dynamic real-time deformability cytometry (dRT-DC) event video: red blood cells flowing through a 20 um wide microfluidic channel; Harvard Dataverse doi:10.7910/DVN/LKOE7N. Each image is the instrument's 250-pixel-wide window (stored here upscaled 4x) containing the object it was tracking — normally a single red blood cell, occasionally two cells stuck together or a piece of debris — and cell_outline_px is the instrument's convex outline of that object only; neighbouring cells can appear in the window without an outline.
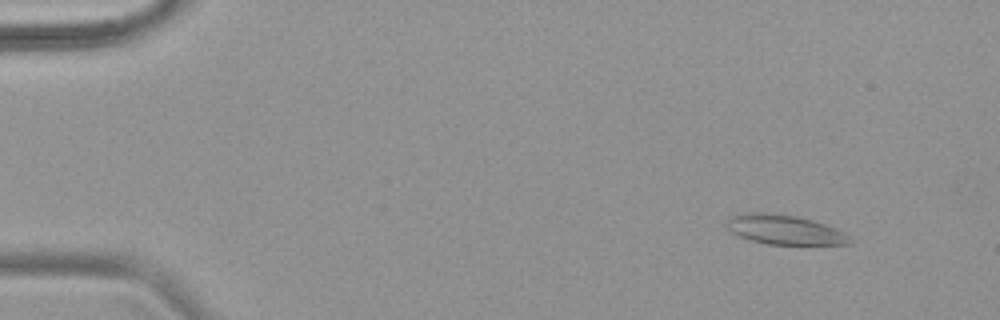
{"species": "common noctule bat (a hibernating species)", "species_latin": "Nyctalus noctula", "temperature_condition": "warm", "stored_images_in_passage": 54, "camera_frame_rate_fps": 3000, "um_per_image_px": 0.085, "animal": {"sex": "female", "body_mass_g": 18.4}, "frame": {"image": 1, "passage_image": 6, "time_ms": 1.667, "image_size_px": [1000, 320], "cell_outline_px": [[852, 240], [848, 244], [768, 244], [752, 240], [740, 236], [732, 232], [724, 224], [728, 216], [744, 212], [764, 212], [792, 216], [812, 220], [836, 228], [844, 232]], "centroid_in_image_um": [66.63, 19.51], "position_along_channel_um": 18.4, "area_um2": 21.04}}
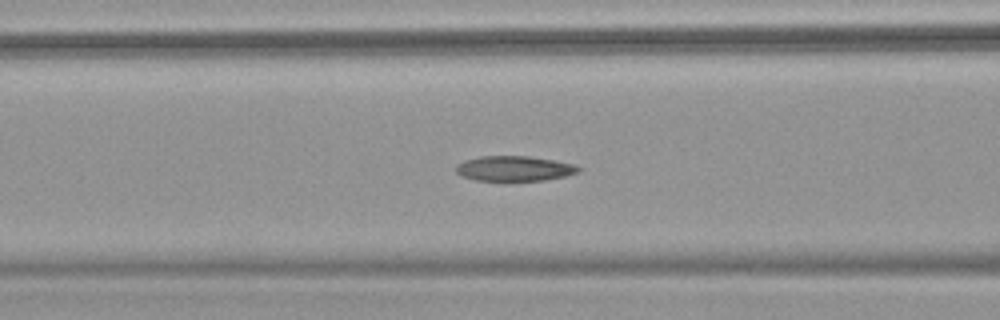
{"frame": {"image": 2, "passage_image": 23, "time_ms": 7.333, "image_size_px": [1000, 320], "cell_outline_px": [[580, 172], [564, 176], [544, 180], [476, 180], [464, 176], [456, 172], [456, 164], [464, 160], [480, 156], [528, 156], [552, 160], [572, 164], [580, 168]], "centroid_in_image_um": [43.69, 14.31], "position_along_channel_um": 122.9, "area_um2": 17.63}}
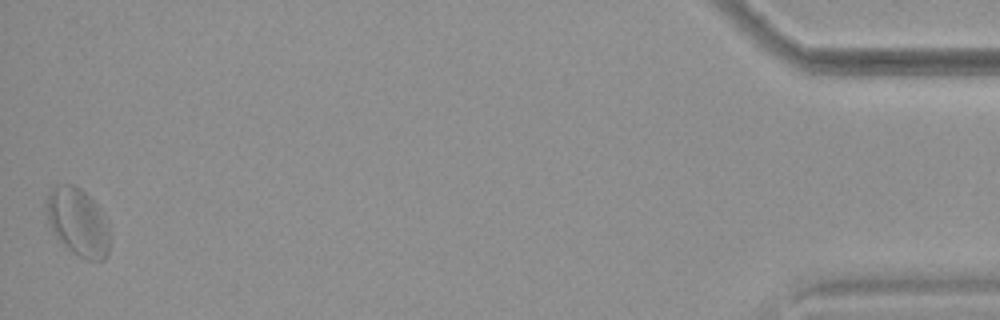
{"frame": {"image": 3, "passage_image": 54, "time_ms": 17.667, "image_size_px": [1000, 320], "cell_outline_px": [[108, 252], [104, 260], [88, 260], [72, 252], [56, 236], [48, 220], [48, 192], [56, 184], [72, 184], [80, 188], [96, 204], [108, 232]], "centroid_in_image_um": [6.6, 18.87], "position_along_channel_um": 428.6, "area_um2": 23.99}, "authors_computed_cell_mechanics": {"area_um2": 19.5653, "velocity_mm_per_s": 3.7876, "shape_relaxation_time_tau1_ms": 10.3326, "shape_relaxation_time_tau2_ms": 3.1208, "deformation_change_tau1": 0.195, "deformation_change_tau2": 0.1038}}